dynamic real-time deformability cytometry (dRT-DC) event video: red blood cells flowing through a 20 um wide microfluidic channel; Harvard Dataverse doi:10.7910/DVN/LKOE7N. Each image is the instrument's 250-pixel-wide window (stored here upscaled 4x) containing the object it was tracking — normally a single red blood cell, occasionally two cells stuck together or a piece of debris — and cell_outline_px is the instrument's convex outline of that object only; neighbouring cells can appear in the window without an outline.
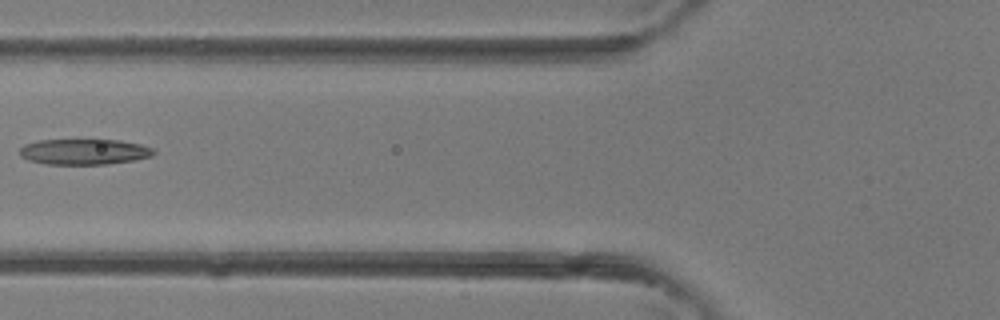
{"species": "common noctule bat (a hibernating species)", "species_latin": "Nyctalus noctula", "temperature_condition": "room temperature", "stored_images_in_passage": 5, "camera_frame_rate_fps": 3000, "um_per_image_px": 0.085, "animal": {"sex": "female"}, "frame": {"image": 1, "passage_image": 5, "time_ms": 1.333, "image_size_px": [1000, 320], "cell_outline_px": [[156, 152], [152, 156], [136, 160], [108, 164], [48, 164], [28, 160], [20, 156], [20, 148], [24, 144], [36, 140], [120, 140], [140, 144], [152, 148]], "centroid_in_image_um": [7.15, 12.9], "position_along_channel_um": 118.6, "area_um2": 20.11}}